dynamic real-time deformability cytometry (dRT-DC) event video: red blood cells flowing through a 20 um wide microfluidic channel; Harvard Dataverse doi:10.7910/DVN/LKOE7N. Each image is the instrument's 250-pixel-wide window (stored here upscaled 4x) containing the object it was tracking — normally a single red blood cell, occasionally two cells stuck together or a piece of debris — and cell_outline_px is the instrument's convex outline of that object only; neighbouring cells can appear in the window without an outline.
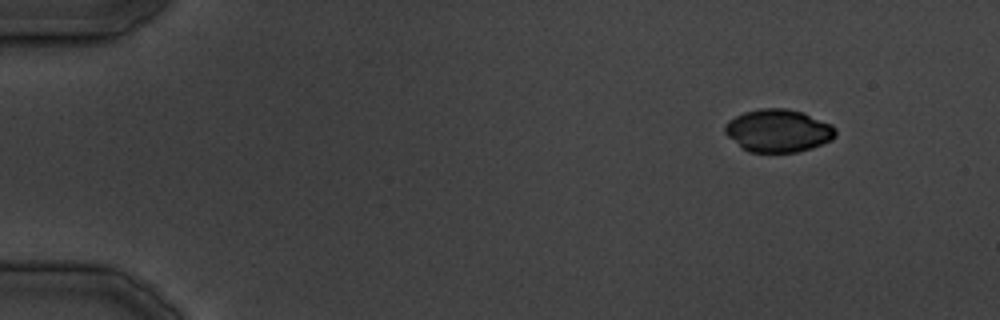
{"species": "common noctule bat (a hibernating species)", "species_latin": "Nyctalus noctula", "temperature_condition": "cold", "stored_images_in_passage": 9, "camera_frame_rate_fps": 3000, "um_per_image_px": 0.085, "animal": {"sex": "male", "body_mass_g": 19.5, "forearm_length_mm": 54.6}, "frame": {"image": 1, "passage_image": 2, "time_ms": 1.0, "image_size_px": [1000, 320], "cell_outline_px": [[836, 136], [832, 140], [812, 148], [796, 152], [748, 152], [728, 136], [724, 132], [724, 124], [728, 120], [744, 112], [760, 108], [788, 108], [804, 112], [832, 124], [836, 128]], "centroid_in_image_um": [66.17, 11.09], "position_along_channel_um": 18.8, "area_um2": 27.8}}